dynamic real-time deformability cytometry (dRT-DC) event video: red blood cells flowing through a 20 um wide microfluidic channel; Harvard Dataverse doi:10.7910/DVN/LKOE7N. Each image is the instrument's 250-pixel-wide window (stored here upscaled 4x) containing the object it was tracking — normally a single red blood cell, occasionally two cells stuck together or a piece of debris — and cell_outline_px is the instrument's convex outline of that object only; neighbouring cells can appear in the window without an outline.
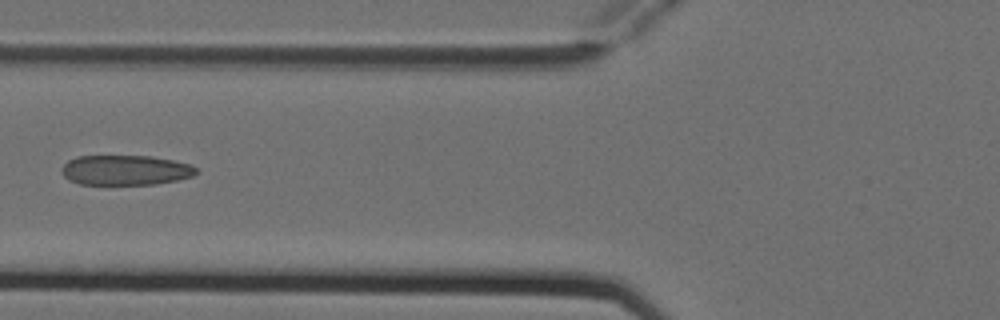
{"species": "Egyptian fruit bat (a non-hibernating species)", "species_latin": "Rousettus aegyptiacus", "temperature_condition": "cold", "stored_images_in_passage": 2, "camera_frame_rate_fps": 3000, "um_per_image_px": 0.085, "animal": {"sex": "female"}, "frame": {"image": 1, "passage_image": 2, "time_ms": 0.333, "image_size_px": [1000, 320], "cell_outline_px": [[196, 172], [192, 176], [176, 180], [152, 184], [80, 184], [68, 180], [60, 172], [60, 168], [68, 160], [76, 156], [152, 156], [172, 160], [188, 164], [196, 168]], "centroid_in_image_um": [10.59, 14.45], "position_along_channel_um": 115.2, "area_um2": 23.41}}